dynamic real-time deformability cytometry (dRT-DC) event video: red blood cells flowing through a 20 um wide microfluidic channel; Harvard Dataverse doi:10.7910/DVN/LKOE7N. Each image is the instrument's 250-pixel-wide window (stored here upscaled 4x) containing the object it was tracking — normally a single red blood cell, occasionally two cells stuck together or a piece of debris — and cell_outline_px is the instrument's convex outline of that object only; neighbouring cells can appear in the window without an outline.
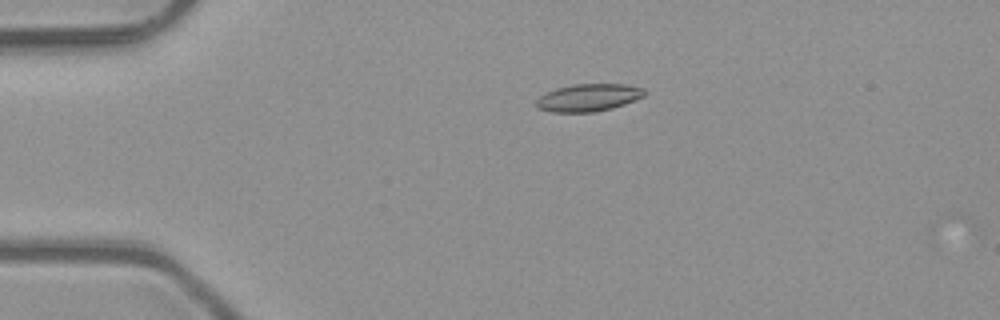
{"species": "common noctule bat (a hibernating species)", "species_latin": "Nyctalus noctula", "temperature_condition": "room temperature", "stored_images_in_passage": 4, "camera_frame_rate_fps": 3000, "um_per_image_px": 0.085, "animal": {"sex": "male", "body_mass_g": 23.1, "forearm_length_mm": 52.7}, "frame": {"image": 1, "passage_image": 3, "time_ms": 0.667, "image_size_px": [1000, 320], "cell_outline_px": [[644, 96], [624, 104], [612, 108], [592, 112], [552, 112], [540, 108], [536, 104], [536, 100], [540, 96], [556, 88], [572, 84], [624, 84], [644, 88]], "centroid_in_image_um": [50.02, 8.29], "position_along_channel_um": 35.0, "area_um2": 17.11}}